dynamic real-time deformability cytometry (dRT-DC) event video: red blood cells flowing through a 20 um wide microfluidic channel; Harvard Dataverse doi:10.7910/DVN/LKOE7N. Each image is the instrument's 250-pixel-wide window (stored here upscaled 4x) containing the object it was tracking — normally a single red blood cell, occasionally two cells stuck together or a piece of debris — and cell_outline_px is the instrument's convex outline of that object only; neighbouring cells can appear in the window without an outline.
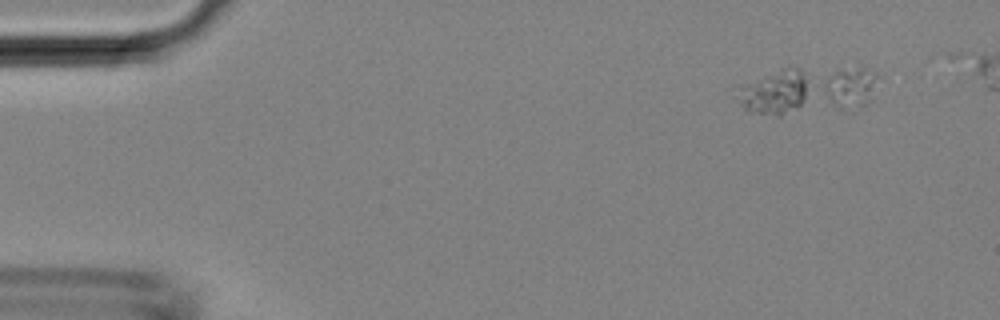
{"species": "Egyptian fruit bat (a non-hibernating species)", "species_latin": "Rousettus aegyptiacus", "temperature_condition": "room temperature", "stored_images_in_passage": 4, "camera_frame_rate_fps": 3000, "um_per_image_px": 0.085, "animal": {"sex": "female"}, "frame": {"image": 1, "passage_image": 4, "time_ms": 1.0, "image_size_px": [1000, 320], "cell_outline_px": [[876, 76], [872, 100], [864, 104], [844, 112], [836, 108], [832, 104], [820, 84], [832, 72], [840, 68], [864, 68]], "centroid_in_image_um": [72.2, 7.46], "position_along_channel_um": 12.8, "area_um2": 12.77}}